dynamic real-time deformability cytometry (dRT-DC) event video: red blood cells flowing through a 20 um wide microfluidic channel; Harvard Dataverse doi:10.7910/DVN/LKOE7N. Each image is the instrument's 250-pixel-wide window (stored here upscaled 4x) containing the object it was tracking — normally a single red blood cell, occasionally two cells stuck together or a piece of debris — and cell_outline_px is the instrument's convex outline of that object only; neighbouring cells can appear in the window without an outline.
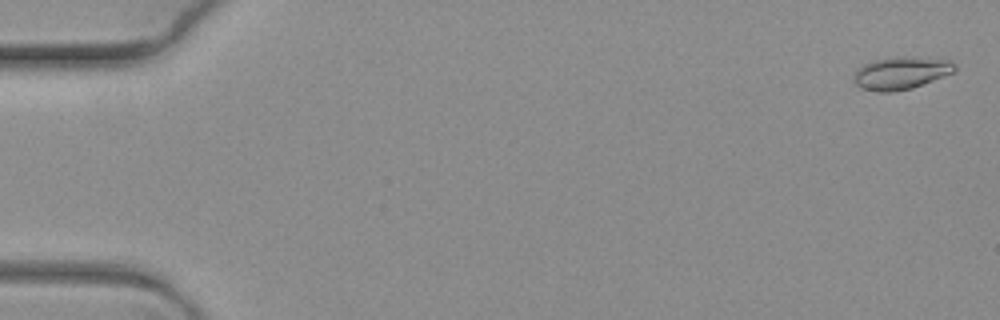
{"species": "common noctule bat (a hibernating species)", "species_latin": "Nyctalus noctula", "temperature_condition": "warm", "stored_images_in_passage": 9, "camera_frame_rate_fps": 3000, "um_per_image_px": 0.085, "animal": {"sex": "female", "body_mass_g": 19.3, "forearm_length_mm": 54.1}, "frame": {"image": 1, "passage_image": 1, "time_ms": 0.0, "image_size_px": [1000, 320], "cell_outline_px": [[956, 72], [912, 88], [892, 92], [876, 92], [860, 88], [852, 80], [852, 76], [856, 68], [872, 60], [896, 56], [904, 56], [952, 60], [956, 64]], "centroid_in_image_um": [76.57, 6.2], "position_along_channel_um": 8.4, "area_um2": 19.65}}
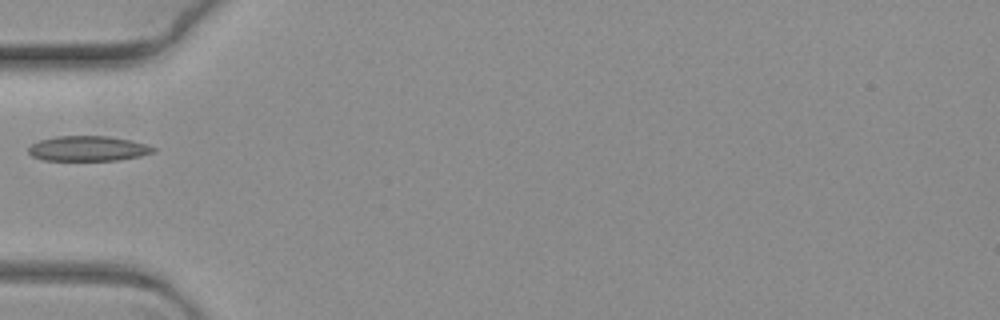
{"frame": {"image": 2, "passage_image": 4, "time_ms": 1.0, "image_size_px": [1000, 320], "cell_outline_px": [[156, 152], [140, 156], [120, 160], [44, 160], [32, 156], [28, 152], [28, 148], [32, 144], [40, 140], [56, 136], [108, 136], [132, 140], [156, 148]], "centroid_in_image_um": [7.5, 12.62], "position_along_channel_um": 77.5, "area_um2": 18.26}}
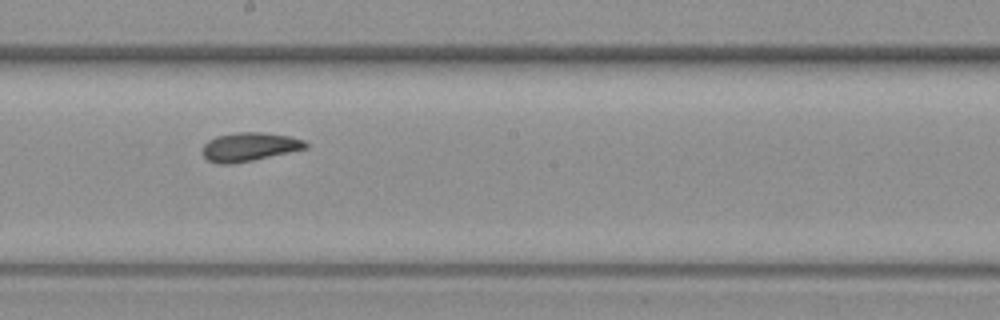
{"frame": {"image": 3, "passage_image": 8, "time_ms": 2.333, "image_size_px": [1000, 320], "cell_outline_px": [[308, 148], [252, 160], [232, 164], [216, 164], [208, 160], [200, 152], [204, 144], [208, 140], [216, 136], [240, 132], [260, 132], [288, 136], [304, 140], [308, 144]], "centroid_in_image_um": [21.15, 12.49], "position_along_channel_um": 227.0, "area_um2": 17.22}}